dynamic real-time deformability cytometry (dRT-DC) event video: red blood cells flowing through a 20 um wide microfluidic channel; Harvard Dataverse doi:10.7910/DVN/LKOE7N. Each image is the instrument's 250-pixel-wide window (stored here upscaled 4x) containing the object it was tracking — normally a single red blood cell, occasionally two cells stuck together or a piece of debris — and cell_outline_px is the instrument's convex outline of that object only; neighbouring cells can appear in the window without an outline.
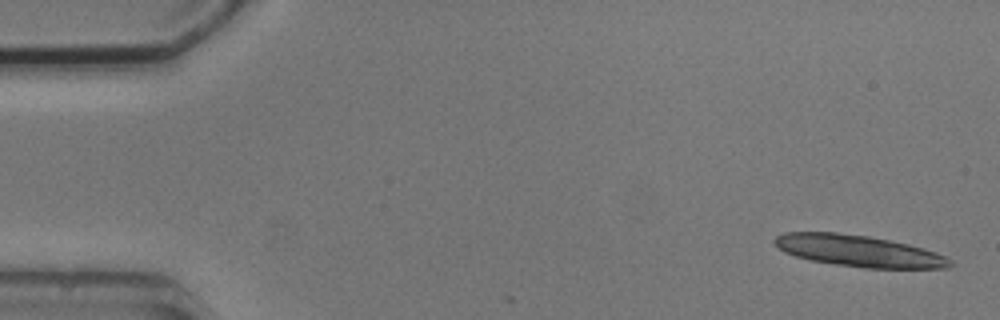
{"species": "common noctule bat (a hibernating species)", "species_latin": "Nyctalus noctula", "temperature_condition": "cold", "stored_images_in_passage": 3, "camera_frame_rate_fps": 3000, "um_per_image_px": 0.085, "animal": {"sex": "male", "body_mass_g": 20.5, "forearm_length_mm": 52.5}, "frame": {"image": 1, "passage_image": 1, "time_ms": 0.0, "image_size_px": [1000, 320], "cell_outline_px": [[952, 264], [948, 268], [864, 268], [836, 264], [812, 260], [796, 256], [784, 252], [772, 240], [776, 236], [784, 232], [836, 232], [868, 236], [908, 244], [924, 248], [936, 252], [952, 260]], "centroid_in_image_um": [72.99, 21.32], "position_along_channel_um": 12.0, "area_um2": 32.02}}